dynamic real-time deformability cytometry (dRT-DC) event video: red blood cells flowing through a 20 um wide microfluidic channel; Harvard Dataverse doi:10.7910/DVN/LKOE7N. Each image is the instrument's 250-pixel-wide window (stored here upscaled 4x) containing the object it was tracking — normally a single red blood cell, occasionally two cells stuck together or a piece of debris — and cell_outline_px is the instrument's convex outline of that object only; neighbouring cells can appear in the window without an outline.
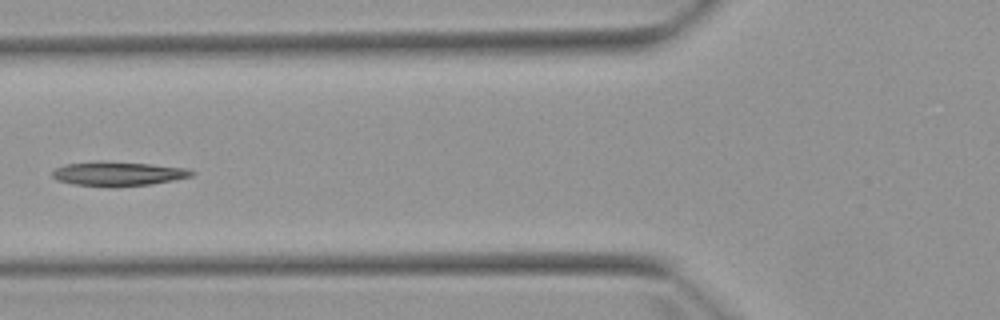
{"species": "Egyptian fruit bat (a non-hibernating species)", "species_latin": "Rousettus aegyptiacus", "temperature_condition": "warm", "stored_images_in_passage": 6, "camera_frame_rate_fps": 3000, "um_per_image_px": 0.085, "animal": {"sex": "female"}, "frame": {"image": 1, "passage_image": 6, "time_ms": 5.667, "image_size_px": [1000, 320], "cell_outline_px": [[196, 172], [192, 176], [152, 184], [116, 188], [112, 188], [72, 184], [56, 180], [52, 176], [52, 172], [56, 168], [64, 164], [100, 160], [148, 164], [188, 168]], "centroid_in_image_um": [10.0, 14.78], "position_along_channel_um": 115.8, "area_um2": 20.17}}